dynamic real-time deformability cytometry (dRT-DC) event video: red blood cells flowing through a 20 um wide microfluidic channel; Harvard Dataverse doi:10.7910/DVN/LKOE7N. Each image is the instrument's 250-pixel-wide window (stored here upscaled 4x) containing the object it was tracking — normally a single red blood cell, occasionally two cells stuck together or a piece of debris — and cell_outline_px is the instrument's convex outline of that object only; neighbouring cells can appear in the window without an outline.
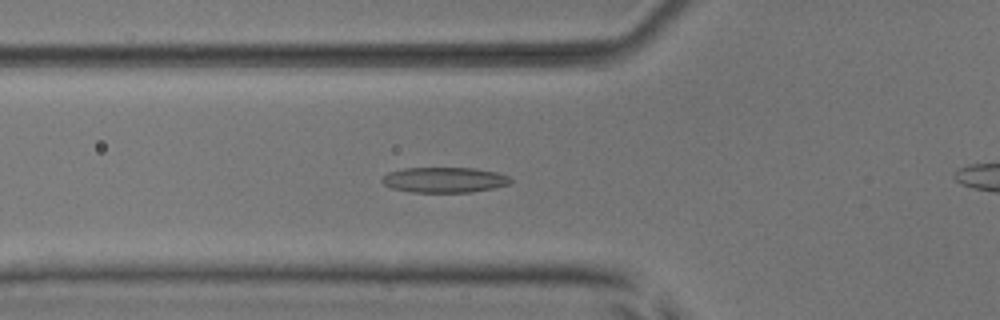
{"species": "common noctule bat (a hibernating species)", "species_latin": "Nyctalus noctula", "temperature_condition": "room temperature", "stored_images_in_passage": 54, "camera_frame_rate_fps": 3000, "um_per_image_px": 0.085, "animal": {"sex": "male", "body_mass_g": 17.9, "forearm_length_mm": 54.2}, "frame": {"image": 1, "passage_image": 19, "time_ms": 6.0, "image_size_px": [1000, 320], "cell_outline_px": [[512, 180], [508, 184], [492, 188], [472, 192], [412, 192], [392, 188], [384, 184], [380, 180], [388, 172], [404, 168], [476, 168], [496, 172], [508, 176]], "centroid_in_image_um": [37.75, 15.28], "position_along_channel_um": 88.0, "area_um2": 18.9}}
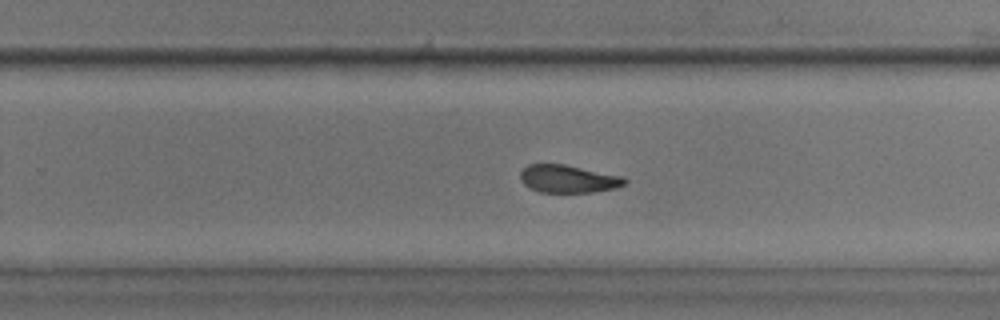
{"frame": {"image": 2, "passage_image": 34, "time_ms": 11.0, "image_size_px": [1000, 320], "cell_outline_px": [[628, 180], [624, 184], [616, 188], [592, 192], [540, 192], [528, 188], [524, 184], [520, 176], [520, 172], [528, 164], [564, 164], [624, 176]], "centroid_in_image_um": [48.31, 15.2], "position_along_channel_um": 281.5, "area_um2": 16.94}}
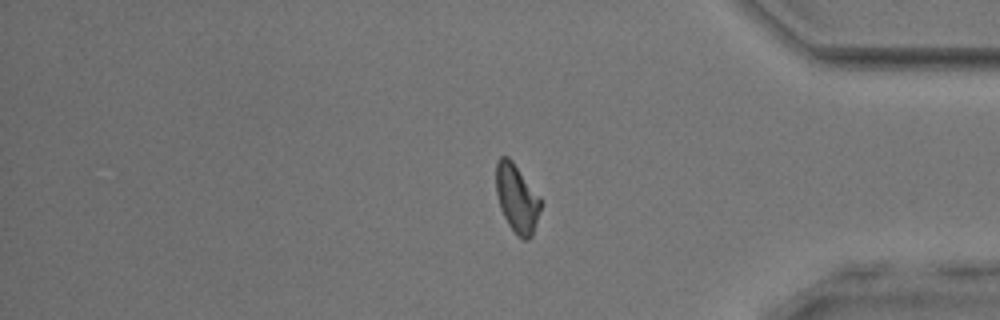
{"frame": {"image": 3, "passage_image": 44, "time_ms": 14.333, "image_size_px": [1000, 320], "cell_outline_px": [[540, 208], [532, 236], [528, 240], [524, 240], [508, 224], [500, 208], [496, 192], [496, 160], [500, 156], [508, 156], [512, 160], [540, 196]], "centroid_in_image_um": [43.91, 16.82], "position_along_channel_um": 391.3, "area_um2": 17.57}, "authors_computed_cell_mechanics": {"area_um2": 18.1492, "velocity_mm_per_s": 3.8764, "shape_relaxation_time_tau1_ms": 7.1455, "shape_relaxation_time_tau2_ms": 2.9728, "deformation_change_tau1": 0.1842, "deformation_change_tau2": 0.1145}}